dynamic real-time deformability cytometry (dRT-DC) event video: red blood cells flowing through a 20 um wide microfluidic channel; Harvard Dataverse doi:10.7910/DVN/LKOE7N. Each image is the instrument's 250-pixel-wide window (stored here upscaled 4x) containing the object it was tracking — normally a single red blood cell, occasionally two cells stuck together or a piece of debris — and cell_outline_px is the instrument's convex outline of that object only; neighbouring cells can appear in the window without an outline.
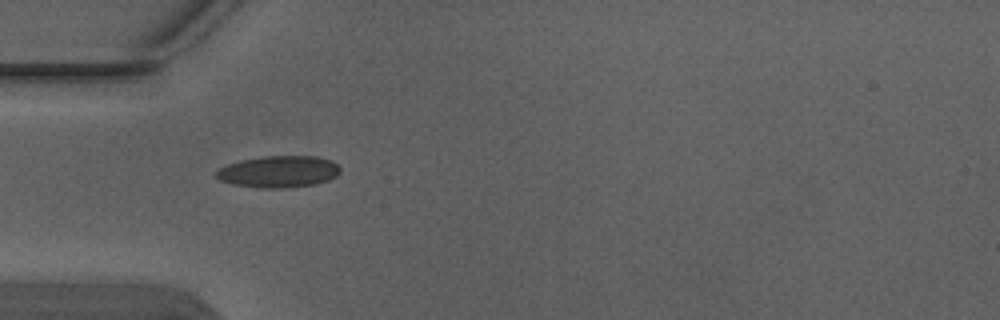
{"species": "Egyptian fruit bat (a non-hibernating species)", "species_latin": "Rousettus aegyptiacus", "temperature_condition": "warm", "stored_images_in_passage": 2, "camera_frame_rate_fps": 3000, "um_per_image_px": 0.085, "animal": {"sex": "male"}, "frame": {"image": 1, "passage_image": 1, "time_ms": 0.0, "image_size_px": [1000, 320], "cell_outline_px": [[340, 172], [336, 176], [328, 180], [316, 184], [276, 188], [260, 188], [232, 184], [220, 180], [212, 172], [228, 164], [240, 160], [264, 156], [316, 156], [332, 160], [340, 168]], "centroid_in_image_um": [23.67, 14.58], "position_along_channel_um": 61.3, "area_um2": 22.95}}
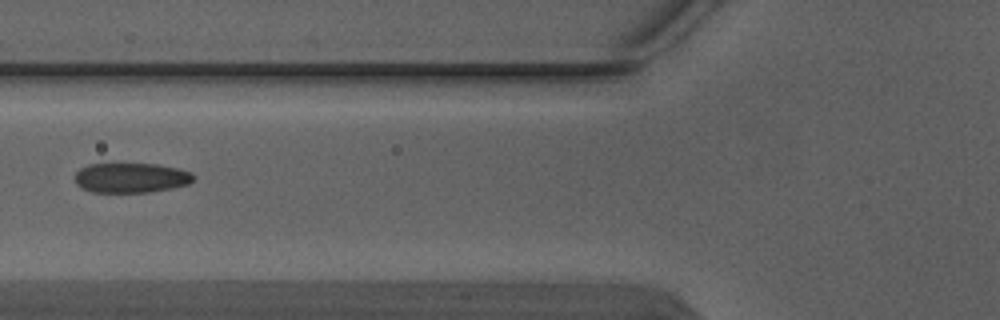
{"frame": {"image": 2, "passage_image": 2, "time_ms": 0.333, "image_size_px": [1000, 320], "cell_outline_px": [[196, 176], [188, 184], [172, 188], [148, 192], [92, 192], [80, 188], [76, 184], [76, 172], [80, 168], [88, 164], [156, 164], [180, 168], [192, 172]], "centroid_in_image_um": [11.15, 15.11], "position_along_channel_um": 114.7, "area_um2": 20.75}}